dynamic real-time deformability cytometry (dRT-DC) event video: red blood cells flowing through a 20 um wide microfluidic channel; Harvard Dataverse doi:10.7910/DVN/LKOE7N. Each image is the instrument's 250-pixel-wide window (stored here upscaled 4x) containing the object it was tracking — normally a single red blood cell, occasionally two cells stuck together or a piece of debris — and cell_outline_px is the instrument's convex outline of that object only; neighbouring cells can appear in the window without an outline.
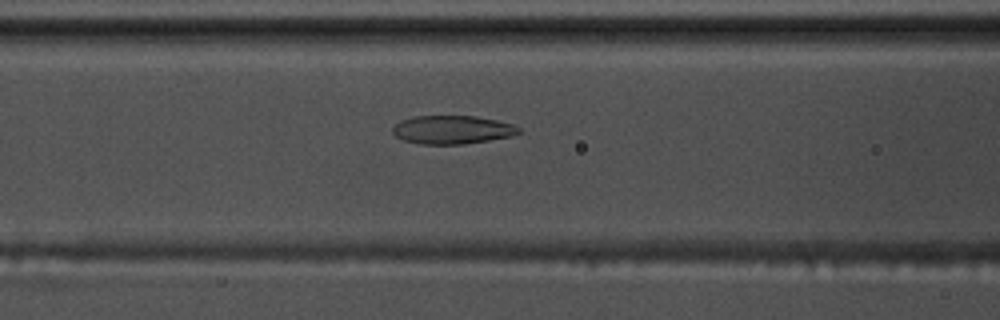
{"species": "common noctule bat (a hibernating species)", "species_latin": "Nyctalus noctula", "temperature_condition": "warm", "stored_images_in_passage": 39, "camera_frame_rate_fps": 3000, "um_per_image_px": 0.085, "animal": {"sex": "male", "body_mass_g": 17.5, "forearm_length_mm": 52.3}, "frame": {"image": 1, "passage_image": 16, "time_ms": 5.0, "image_size_px": [1000, 320], "cell_outline_px": [[520, 132], [512, 136], [464, 144], [420, 144], [404, 140], [396, 136], [392, 132], [392, 128], [400, 120], [412, 116], [476, 116], [496, 120], [512, 124], [520, 128]], "centroid_in_image_um": [38.42, 11.02], "position_along_channel_um": 128.2, "area_um2": 20.87}}
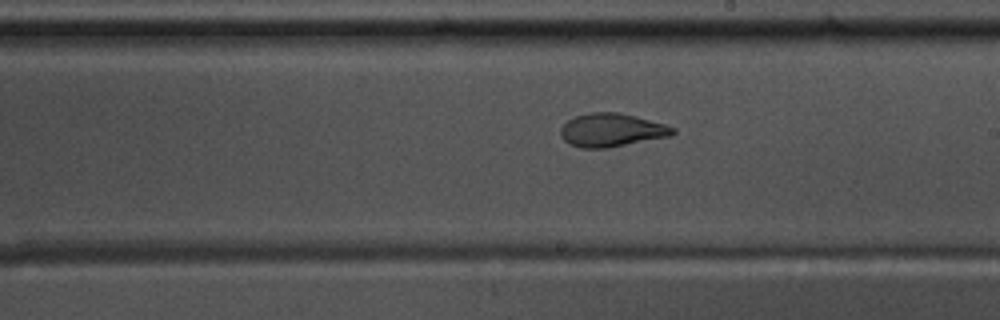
{"frame": {"image": 2, "passage_image": 25, "time_ms": 8.0, "image_size_px": [1000, 320], "cell_outline_px": [[676, 132], [668, 136], [608, 148], [580, 148], [568, 144], [560, 136], [560, 128], [568, 120], [576, 116], [588, 112], [620, 112], [636, 116], [664, 124], [676, 128]], "centroid_in_image_um": [51.95, 11.05], "position_along_channel_um": 237.1, "area_um2": 21.85}}
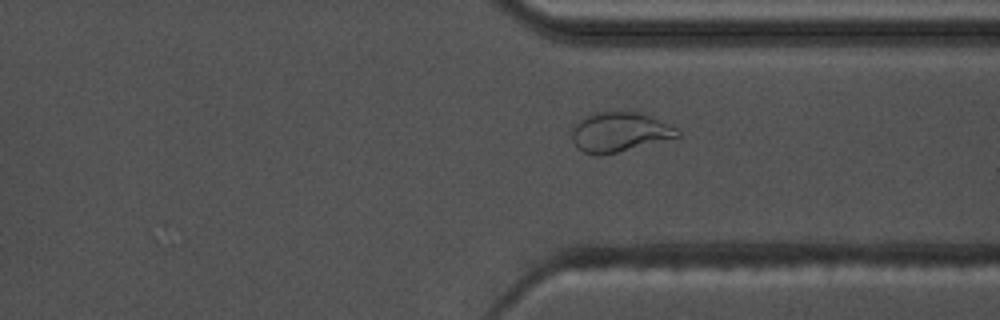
{"frame": {"image": 3, "passage_image": 35, "time_ms": 11.333, "image_size_px": [1000, 320], "cell_outline_px": [[680, 136], [616, 152], [596, 156], [584, 152], [572, 140], [572, 128], [580, 120], [596, 112], [640, 112], [652, 116], [676, 128], [680, 132]], "centroid_in_image_um": [52.66, 11.22], "position_along_channel_um": 358.7, "area_um2": 23.87}}